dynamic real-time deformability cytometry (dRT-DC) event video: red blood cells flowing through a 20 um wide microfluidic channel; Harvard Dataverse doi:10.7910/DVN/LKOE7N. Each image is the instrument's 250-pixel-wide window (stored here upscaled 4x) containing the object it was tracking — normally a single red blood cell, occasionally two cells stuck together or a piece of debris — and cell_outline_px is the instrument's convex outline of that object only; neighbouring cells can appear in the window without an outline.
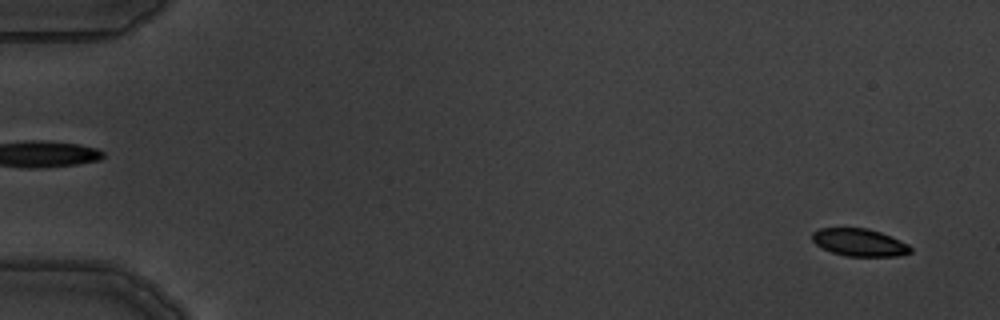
{"species": "common noctule bat (a hibernating species)", "species_latin": "Nyctalus noctula", "temperature_condition": "warm", "stored_images_in_passage": 9, "camera_frame_rate_fps": 3000, "um_per_image_px": 0.085, "animal": {"sex": "male", "body_mass_g": 19.5, "forearm_length_mm": 54.6}, "frame": {"image": 1, "passage_image": 1, "time_ms": 0.0, "image_size_px": [1000, 320], "cell_outline_px": [[912, 252], [896, 256], [844, 256], [832, 252], [816, 244], [812, 240], [812, 232], [820, 228], [868, 228], [880, 232], [908, 244], [912, 248]], "centroid_in_image_um": [73.04, 20.6], "position_along_channel_um": 12.0, "area_um2": 15.66}}
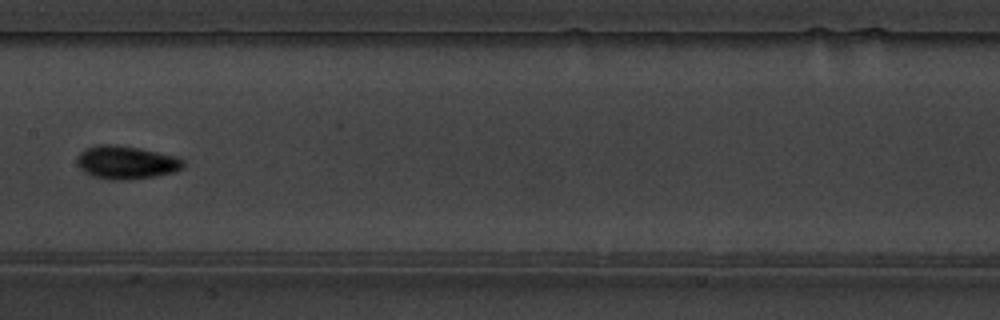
{"frame": {"image": 2, "passage_image": 8, "time_ms": 8.667, "image_size_px": [1000, 320], "cell_outline_px": [[184, 168], [172, 172], [156, 176], [128, 180], [112, 180], [92, 176], [84, 172], [80, 168], [76, 160], [80, 152], [84, 148], [96, 144], [116, 144], [140, 148], [180, 156], [184, 160]], "centroid_in_image_um": [10.74, 13.79], "position_along_channel_um": 196.7, "area_um2": 20.98}}
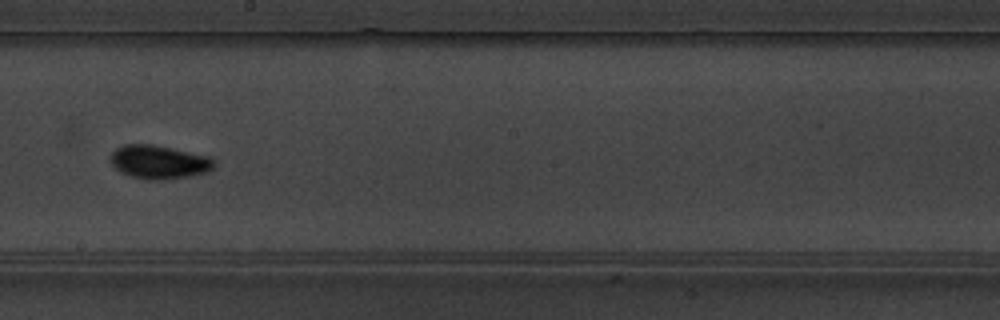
{"frame": {"image": 3, "passage_image": 9, "time_ms": 9.667, "image_size_px": [1000, 320], "cell_outline_px": [[216, 164], [208, 172], [188, 176], [164, 180], [148, 180], [132, 176], [120, 172], [108, 160], [108, 156], [116, 148], [124, 144], [152, 144], [208, 156]], "centroid_in_image_um": [13.46, 13.77], "position_along_channel_um": 234.7, "area_um2": 20.29}}